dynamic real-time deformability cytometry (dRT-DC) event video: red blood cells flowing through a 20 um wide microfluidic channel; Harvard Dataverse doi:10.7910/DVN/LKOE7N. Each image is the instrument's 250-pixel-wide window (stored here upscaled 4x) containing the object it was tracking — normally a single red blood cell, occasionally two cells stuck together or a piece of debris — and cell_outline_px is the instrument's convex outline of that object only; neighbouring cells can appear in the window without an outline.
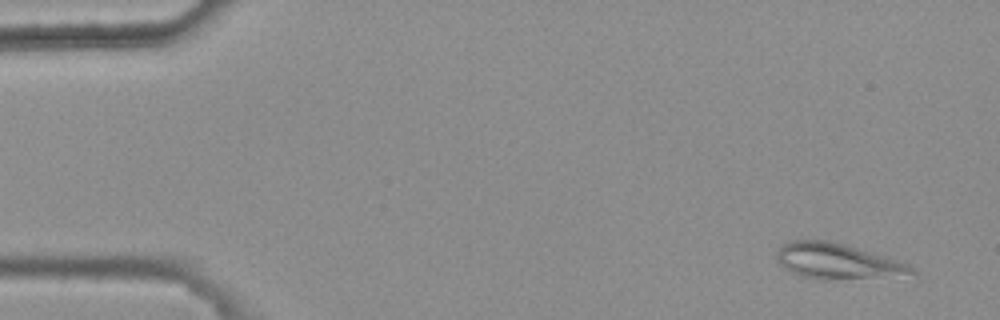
{"species": "common noctule bat (a hibernating species)", "species_latin": "Nyctalus noctula", "temperature_condition": "warm", "stored_images_in_passage": 45, "camera_frame_rate_fps": 3000, "um_per_image_px": 0.085, "animal": {"sex": "female", "body_mass_g": 25.1}, "frame": {"image": 1, "passage_image": 3, "time_ms": 0.667, "image_size_px": [1000, 320], "cell_outline_px": [[916, 280], [820, 280], [804, 276], [792, 272], [784, 268], [776, 260], [776, 252], [784, 244], [792, 240], [828, 240], [844, 244], [884, 256], [908, 264], [916, 272]], "centroid_in_image_um": [71.39, 22.29], "position_along_channel_um": 13.6, "area_um2": 29.42}}
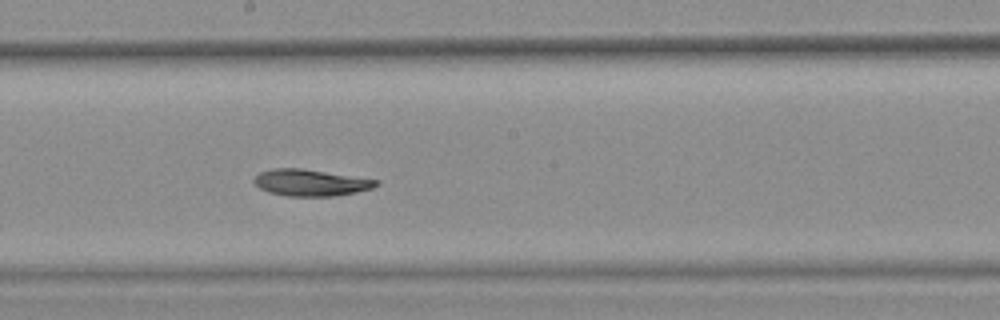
{"frame": {"image": 2, "passage_image": 29, "time_ms": 9.333, "image_size_px": [1000, 320], "cell_outline_px": [[380, 184], [372, 188], [356, 192], [336, 196], [288, 196], [268, 192], [260, 188], [252, 180], [260, 172], [272, 168], [300, 168], [380, 180]], "centroid_in_image_um": [26.42, 15.52], "position_along_channel_um": 221.8, "area_um2": 18.9}}
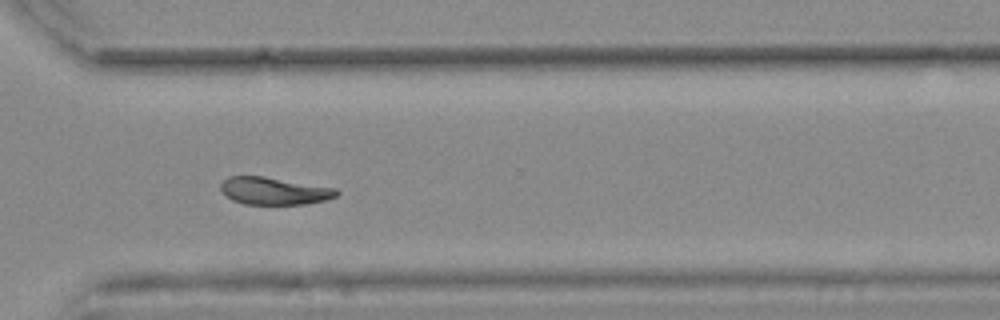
{"frame": {"image": 3, "passage_image": 39, "time_ms": 12.667, "image_size_px": [1000, 320], "cell_outline_px": [[340, 192], [336, 196], [328, 200], [304, 204], [244, 204], [232, 200], [220, 188], [220, 184], [228, 176], [264, 176], [336, 188]], "centroid_in_image_um": [23.32, 16.23], "position_along_channel_um": 347.3, "area_um2": 18.5}}